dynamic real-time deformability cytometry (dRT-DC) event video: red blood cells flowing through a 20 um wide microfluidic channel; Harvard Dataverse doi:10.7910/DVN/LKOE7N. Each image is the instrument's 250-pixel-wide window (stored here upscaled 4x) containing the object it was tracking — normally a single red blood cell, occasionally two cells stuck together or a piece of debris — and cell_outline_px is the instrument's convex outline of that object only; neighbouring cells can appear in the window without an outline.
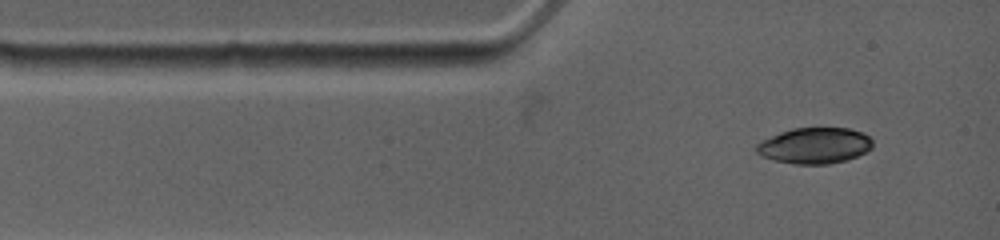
{"species": "common noctule bat (a hibernating species)", "species_latin": "Nyctalus noctula", "temperature_condition": "warm", "stored_images_in_passage": 5, "camera_frame_rate_fps": 4500, "um_per_image_px": 0.085, "animal": {"sex": "female", "body_mass_g": 19.0, "forearm_length_mm": 53.3}, "frame": {"image": 1, "passage_image": 1, "time_ms": 0.0, "image_size_px": [1000, 240], "cell_outline_px": [[872, 148], [848, 160], [828, 164], [796, 164], [776, 160], [760, 156], [756, 152], [756, 144], [760, 140], [780, 132], [792, 128], [848, 128], [860, 132], [868, 136], [872, 140]], "centroid_in_image_um": [69.21, 12.37], "position_along_channel_um": 15.8, "area_um2": 24.33}}
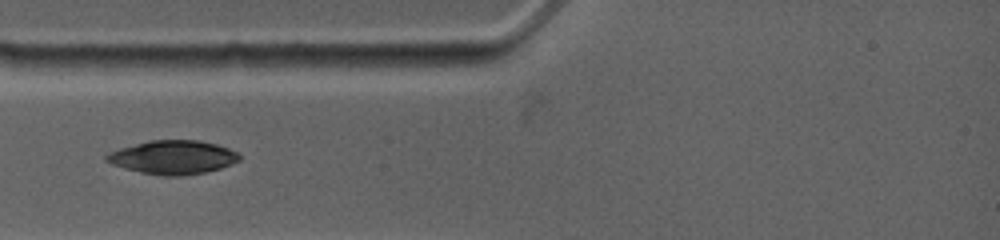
{"frame": {"image": 2, "passage_image": 3, "time_ms": 2.0, "image_size_px": [1000, 240], "cell_outline_px": [[240, 160], [220, 168], [204, 172], [180, 176], [164, 176], [140, 172], [124, 168], [112, 164], [104, 160], [104, 156], [108, 152], [120, 148], [148, 140], [200, 140], [216, 144], [228, 148], [236, 152], [240, 156]], "centroid_in_image_um": [14.66, 13.36], "position_along_channel_um": 70.3, "area_um2": 26.07}}
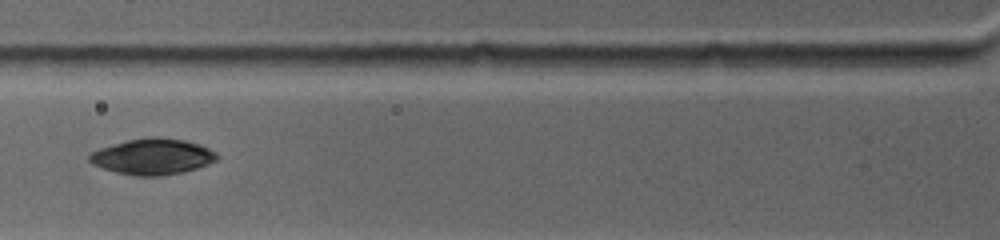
{"frame": {"image": 3, "passage_image": 4, "time_ms": 3.111, "image_size_px": [1000, 240], "cell_outline_px": [[220, 156], [216, 160], [208, 164], [184, 172], [160, 176], [136, 176], [116, 172], [92, 164], [88, 160], [88, 156], [92, 152], [100, 148], [128, 140], [152, 136], [156, 136], [184, 140], [200, 144], [216, 152]], "centroid_in_image_um": [12.99, 13.31], "position_along_channel_um": 112.8, "area_um2": 26.7}}